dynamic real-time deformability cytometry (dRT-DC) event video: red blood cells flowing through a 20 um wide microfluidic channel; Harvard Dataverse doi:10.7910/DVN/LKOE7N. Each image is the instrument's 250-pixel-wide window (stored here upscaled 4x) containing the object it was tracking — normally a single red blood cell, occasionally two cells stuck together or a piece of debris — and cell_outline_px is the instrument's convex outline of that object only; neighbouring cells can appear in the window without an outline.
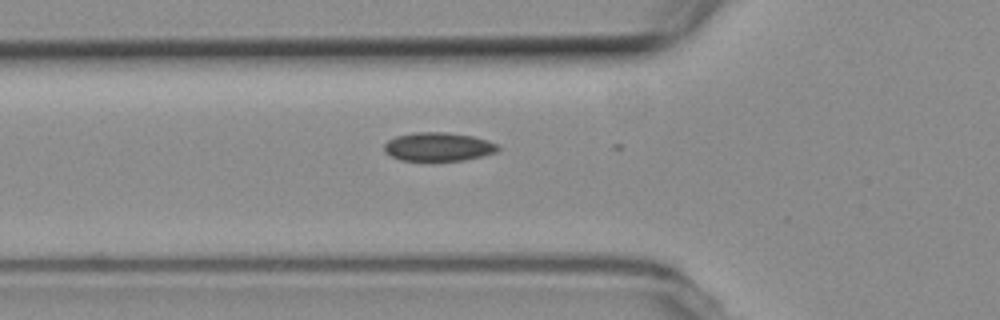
{"species": "common noctule bat (a hibernating species)", "species_latin": "Nyctalus noctula", "temperature_condition": "room temperature", "stored_images_in_passage": 7, "camera_frame_rate_fps": 3000, "um_per_image_px": 0.085, "animal": {"sex": "female", "body_mass_g": 19.3, "forearm_length_mm": 54.1}, "frame": {"image": 1, "passage_image": 7, "time_ms": 7.667, "image_size_px": [1000, 320], "cell_outline_px": [[500, 148], [496, 152], [464, 160], [400, 160], [384, 152], [384, 144], [388, 140], [396, 136], [412, 132], [448, 132], [472, 136], [488, 140], [496, 144]], "centroid_in_image_um": [37.23, 12.46], "position_along_channel_um": 88.6, "area_um2": 18.9}}